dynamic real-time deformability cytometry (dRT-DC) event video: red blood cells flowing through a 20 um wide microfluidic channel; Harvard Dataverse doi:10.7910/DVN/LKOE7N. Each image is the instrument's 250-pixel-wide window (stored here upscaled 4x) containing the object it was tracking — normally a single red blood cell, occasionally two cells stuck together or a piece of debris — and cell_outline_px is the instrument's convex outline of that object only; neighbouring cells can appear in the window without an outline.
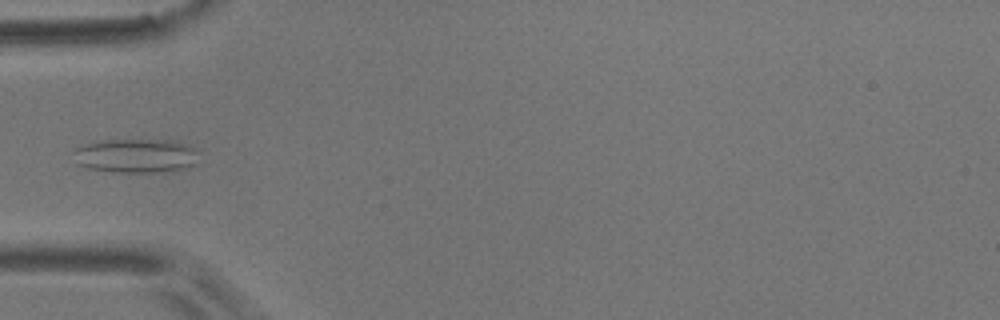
{"species": "common noctule bat (a hibernating species)", "species_latin": "Nyctalus noctula", "temperature_condition": "room temperature", "stored_images_in_passage": 8, "camera_frame_rate_fps": 3000, "um_per_image_px": 0.085, "animal": {"sex": "male", "body_mass_g": 17.9}, "frame": {"image": 1, "passage_image": 5, "time_ms": 4.667, "image_size_px": [1000, 320], "cell_outline_px": [[200, 152], [196, 164], [192, 168], [172, 172], [112, 172], [88, 168], [76, 164], [72, 152], [76, 148], [84, 144], [96, 140], [176, 140], [188, 144]], "centroid_in_image_um": [11.61, 13.25], "position_along_channel_um": 73.4, "area_um2": 25.78}}
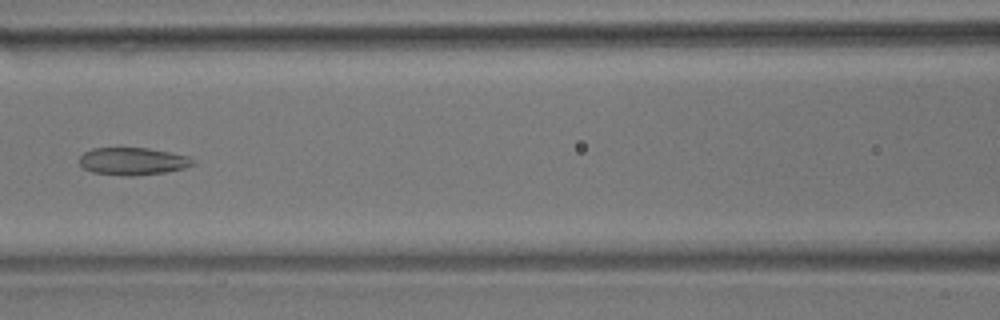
{"frame": {"image": 2, "passage_image": 7, "time_ms": 7.0, "image_size_px": [1000, 320], "cell_outline_px": [[196, 164], [184, 168], [164, 172], [136, 176], [124, 176], [92, 172], [84, 168], [80, 164], [80, 156], [84, 152], [92, 148], [148, 148], [188, 156], [196, 160]], "centroid_in_image_um": [11.3, 13.71], "position_along_channel_um": 155.3, "area_um2": 18.21}}
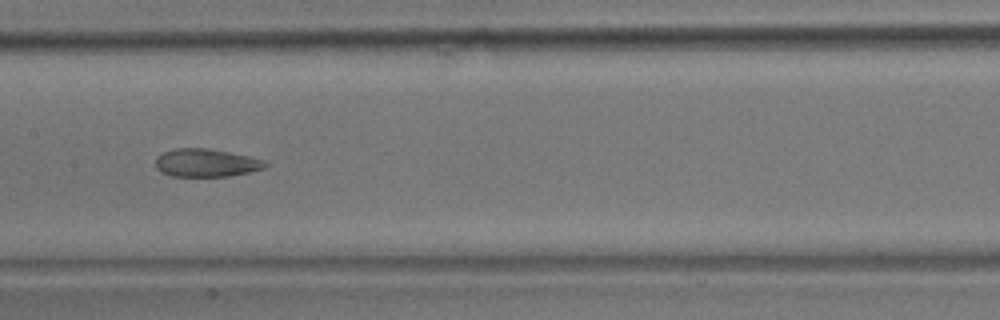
{"frame": {"image": 3, "passage_image": 8, "time_ms": 8.0, "image_size_px": [1000, 320], "cell_outline_px": [[268, 164], [264, 168], [248, 172], [228, 176], [168, 176], [160, 172], [156, 168], [156, 156], [160, 152], [176, 148], [208, 148], [248, 156], [264, 160]], "centroid_in_image_um": [17.45, 13.84], "position_along_channel_um": 189.9, "area_um2": 17.98}}